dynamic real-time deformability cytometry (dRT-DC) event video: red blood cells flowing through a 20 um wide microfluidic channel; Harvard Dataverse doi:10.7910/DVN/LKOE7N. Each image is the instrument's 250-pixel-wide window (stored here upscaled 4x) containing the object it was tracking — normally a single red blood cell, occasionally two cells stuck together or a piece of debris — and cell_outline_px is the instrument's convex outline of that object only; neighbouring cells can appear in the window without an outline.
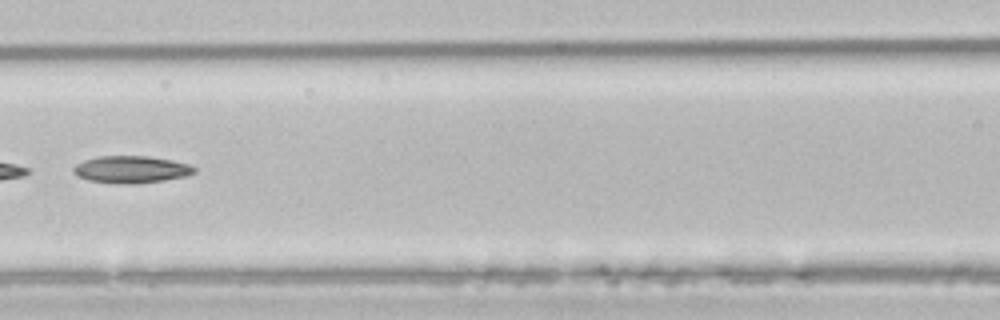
{"species": "common noctule bat (a hibernating species)", "species_latin": "Nyctalus noctula", "temperature_condition": "room temperature", "stored_images_in_passage": 5, "segment_of_instrument_passage": [2, 2], "camera_frame_rate_fps": 3000, "um_per_image_px": 0.085, "animal": {"sex": "male", "body_mass_g": 21.5, "forearm_length_mm": 52.0}, "frame": {"image": 1, "passage_image": 5, "time_ms": 5.0, "image_size_px": [1000, 320], "cell_outline_px": [[196, 172], [184, 176], [164, 180], [132, 184], [88, 180], [76, 176], [72, 172], [72, 168], [76, 164], [84, 160], [96, 156], [148, 156], [172, 160], [188, 164], [196, 168]], "centroid_in_image_um": [11.12, 14.39], "position_along_channel_um": 155.5, "area_um2": 19.02}}